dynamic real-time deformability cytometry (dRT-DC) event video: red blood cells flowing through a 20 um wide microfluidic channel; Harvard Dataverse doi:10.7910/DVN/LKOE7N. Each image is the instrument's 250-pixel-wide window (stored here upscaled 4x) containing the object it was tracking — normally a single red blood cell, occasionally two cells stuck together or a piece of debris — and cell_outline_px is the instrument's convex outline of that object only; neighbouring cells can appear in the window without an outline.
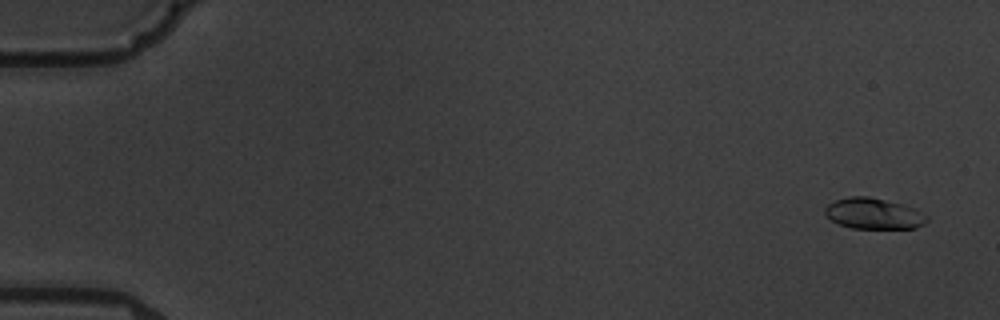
{"species": "common noctule bat (a hibernating species)", "species_latin": "Nyctalus noctula", "temperature_condition": "warm", "stored_images_in_passage": 6, "camera_frame_rate_fps": 3000, "um_per_image_px": 0.085, "animal": {"sex": "male", "body_mass_g": 19.5, "forearm_length_mm": 54.6}, "frame": {"image": 1, "passage_image": 1, "time_ms": 0.0, "image_size_px": [1000, 320], "cell_outline_px": [[928, 220], [924, 224], [916, 228], [852, 228], [840, 224], [832, 220], [824, 212], [824, 208], [828, 204], [836, 200], [852, 196], [868, 196], [916, 208], [928, 216]], "centroid_in_image_um": [74.29, 18.16], "position_along_channel_um": 10.7, "area_um2": 18.21}}
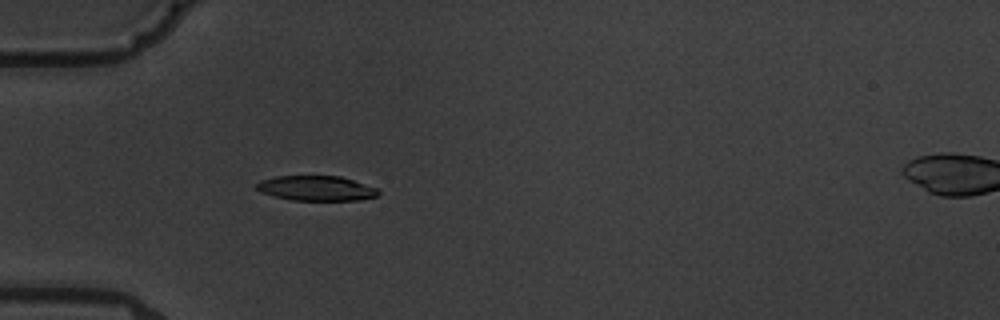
{"frame": {"image": 2, "passage_image": 5, "time_ms": 5.333, "image_size_px": [1000, 320], "cell_outline_px": [[380, 192], [376, 196], [360, 200], [292, 200], [272, 196], [260, 192], [256, 188], [256, 184], [260, 180], [276, 176], [340, 176], [380, 188]], "centroid_in_image_um": [26.9, 16.0], "position_along_channel_um": 58.1, "area_um2": 17.86}}